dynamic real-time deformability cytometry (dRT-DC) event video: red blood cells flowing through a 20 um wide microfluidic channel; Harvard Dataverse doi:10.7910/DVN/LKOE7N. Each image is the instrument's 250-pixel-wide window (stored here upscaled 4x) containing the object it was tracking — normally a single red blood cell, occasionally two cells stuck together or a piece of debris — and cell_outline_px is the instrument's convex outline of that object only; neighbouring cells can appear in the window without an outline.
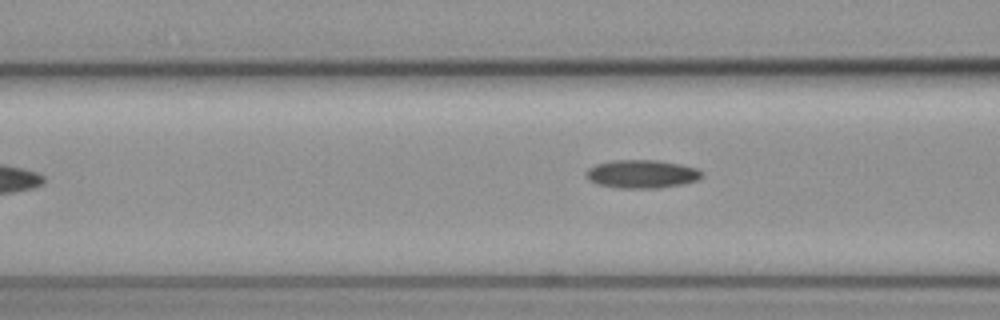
{"species": "common noctule bat (a hibernating species)", "species_latin": "Nyctalus noctula", "temperature_condition": "cold", "stored_images_in_passage": 6, "camera_frame_rate_fps": 3000, "um_per_image_px": 0.085, "animal": {"sex": "female", "body_mass_g": 19.3, "forearm_length_mm": 54.1}, "frame": {"image": 1, "passage_image": 6, "time_ms": 1.667, "image_size_px": [1000, 320], "cell_outline_px": [[704, 172], [696, 180], [684, 184], [660, 188], [620, 188], [596, 184], [588, 180], [584, 176], [584, 172], [588, 168], [596, 164], [612, 160], [656, 160], [680, 164], [696, 168]], "centroid_in_image_um": [54.5, 14.79], "position_along_channel_um": 112.1, "area_um2": 19.25}}